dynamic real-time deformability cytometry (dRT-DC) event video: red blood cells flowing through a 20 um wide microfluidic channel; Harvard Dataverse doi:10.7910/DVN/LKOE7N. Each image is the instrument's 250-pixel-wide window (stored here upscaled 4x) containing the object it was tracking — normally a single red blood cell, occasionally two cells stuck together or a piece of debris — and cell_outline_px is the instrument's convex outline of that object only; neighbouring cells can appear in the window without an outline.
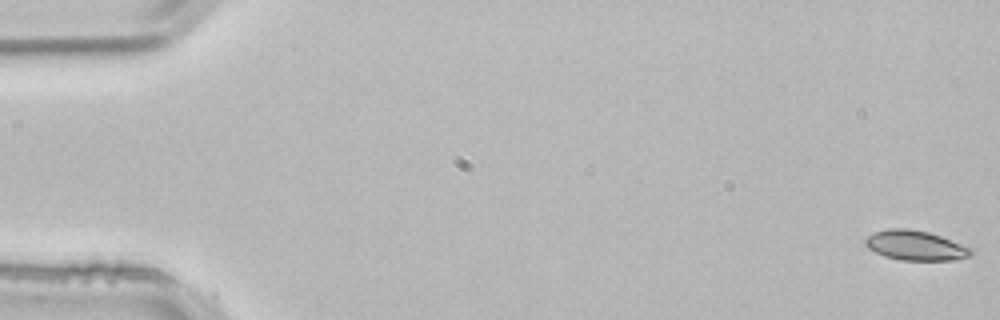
{"species": "common noctule bat (a hibernating species)", "species_latin": "Nyctalus noctula", "temperature_condition": "room temperature", "stored_images_in_passage": 3, "camera_frame_rate_fps": 3000, "um_per_image_px": 0.085, "animal": {"sex": "male", "body_mass_g": 21.5, "forearm_length_mm": 52.0}, "frame": {"image": 1, "passage_image": 1, "time_ms": 0.0, "image_size_px": [1000, 320], "cell_outline_px": [[972, 256], [952, 260], [900, 260], [884, 256], [868, 248], [864, 244], [864, 240], [868, 236], [876, 232], [888, 228], [908, 228], [928, 232], [940, 236], [972, 248]], "centroid_in_image_um": [77.81, 20.86], "position_along_channel_um": 7.2, "area_um2": 18.26}}